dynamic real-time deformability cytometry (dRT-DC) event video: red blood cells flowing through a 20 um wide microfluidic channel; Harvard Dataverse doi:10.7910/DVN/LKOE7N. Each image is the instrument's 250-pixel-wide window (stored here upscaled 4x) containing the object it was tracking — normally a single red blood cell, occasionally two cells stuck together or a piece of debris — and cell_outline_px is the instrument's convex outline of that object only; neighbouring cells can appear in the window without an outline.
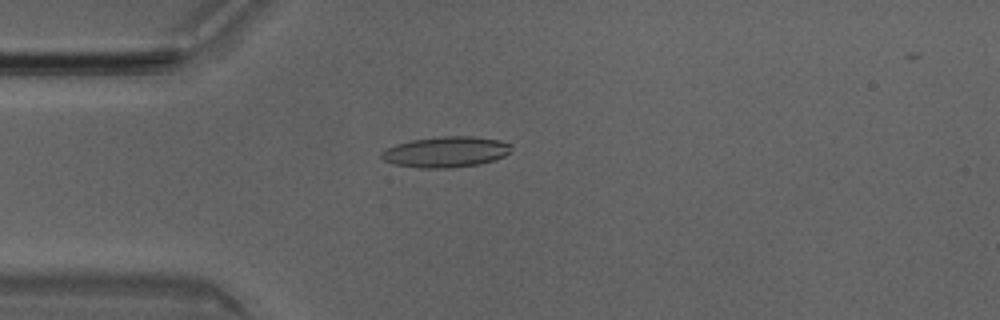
{"species": "Egyptian fruit bat (a non-hibernating species)", "species_latin": "Rousettus aegyptiacus", "temperature_condition": "room temperature", "stored_images_in_passage": 50, "camera_frame_rate_fps": 3000, "um_per_image_px": 0.085, "animal": {"sex": "male"}, "frame": {"image": 1, "passage_image": 13, "time_ms": 4.0, "image_size_px": [1000, 320], "cell_outline_px": [[512, 144], [508, 152], [504, 156], [480, 164], [448, 168], [420, 168], [396, 164], [384, 160], [380, 156], [380, 152], [396, 144], [412, 140], [440, 136], [472, 136], [500, 140]], "centroid_in_image_um": [37.89, 12.91], "position_along_channel_um": 47.1, "area_um2": 23.12}}
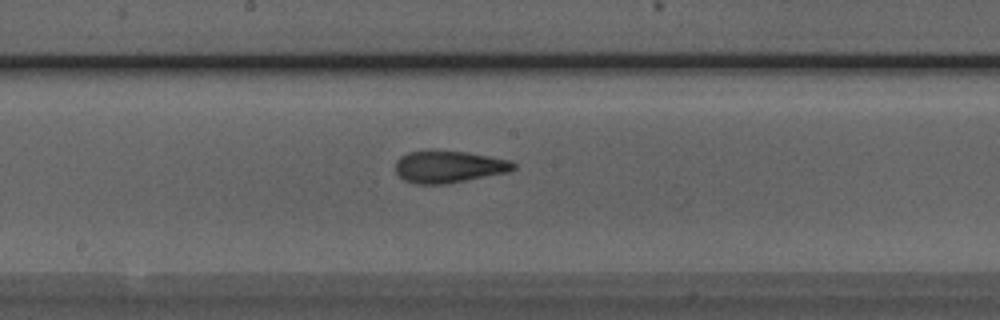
{"frame": {"image": 2, "passage_image": 26, "time_ms": 8.333, "image_size_px": [1000, 320], "cell_outline_px": [[516, 168], [508, 172], [444, 184], [416, 184], [404, 180], [396, 172], [396, 160], [400, 156], [408, 152], [436, 148], [468, 152], [512, 160], [516, 164]], "centroid_in_image_um": [38.14, 14.13], "position_along_channel_um": 210.1, "area_um2": 22.54}}
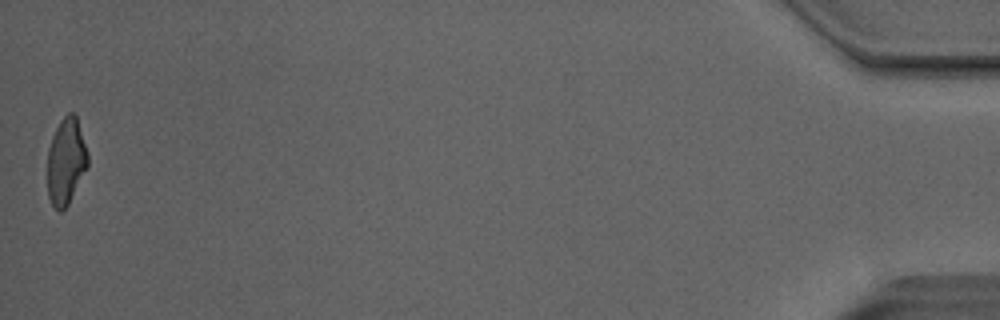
{"frame": {"image": 3, "passage_image": 50, "time_ms": 16.333, "image_size_px": [1000, 320], "cell_outline_px": [[88, 168], [68, 204], [60, 212], [52, 204], [48, 196], [48, 148], [52, 136], [60, 120], [68, 112], [72, 112], [76, 116], [88, 152]], "centroid_in_image_um": [5.62, 13.7], "position_along_channel_um": 429.6, "area_um2": 20.35}, "authors_computed_cell_mechanics": {"area_um2": 21.8773, "velocity_mm_per_s": 4.0507, "shape_relaxation_time_tau1_ms": 5.5301, "shape_relaxation_time_tau2_ms": 1.6578, "deformation_change_tau1": 0.203, "deformation_change_tau2": 0.1059}}